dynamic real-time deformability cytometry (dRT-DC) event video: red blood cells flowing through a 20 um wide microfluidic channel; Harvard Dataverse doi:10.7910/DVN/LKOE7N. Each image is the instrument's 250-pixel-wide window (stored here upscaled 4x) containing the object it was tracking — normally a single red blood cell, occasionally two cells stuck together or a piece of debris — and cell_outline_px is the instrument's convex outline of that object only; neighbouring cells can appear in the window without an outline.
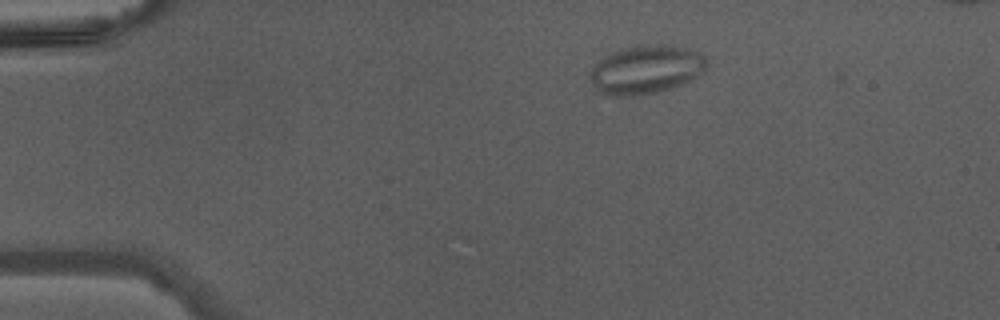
{"species": "Egyptian fruit bat (a non-hibernating species)", "species_latin": "Rousettus aegyptiacus", "temperature_condition": "warm", "stored_images_in_passage": 32, "camera_frame_rate_fps": 3000, "um_per_image_px": 0.085, "animal": {"sex": "male"}, "frame": {"image": 1, "passage_image": 1, "time_ms": 0.0, "image_size_px": [1000, 320], "cell_outline_px": [[708, 64], [704, 72], [700, 76], [672, 88], [640, 96], [612, 96], [600, 92], [596, 88], [588, 76], [588, 72], [604, 56], [612, 52], [624, 48], [648, 44], [664, 44], [700, 52], [704, 56]], "centroid_in_image_um": [54.92, 5.93], "position_along_channel_um": 30.1, "area_um2": 33.18}}
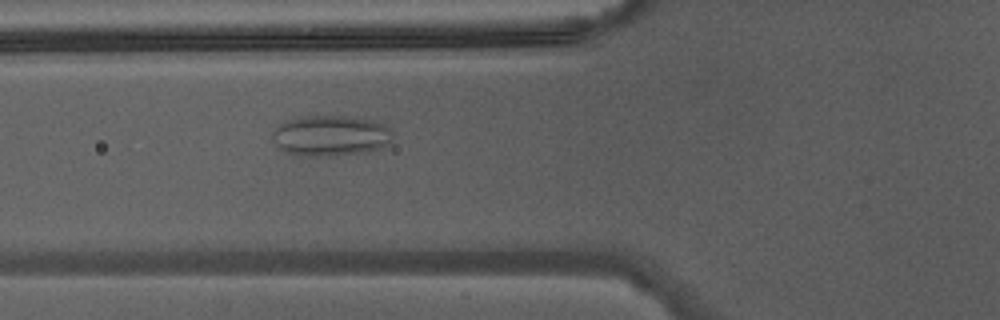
{"frame": {"image": 2, "passage_image": 10, "time_ms": 3.0, "image_size_px": [1000, 320], "cell_outline_px": [[392, 132], [388, 144], [380, 148], [368, 152], [332, 156], [296, 156], [284, 152], [272, 140], [272, 132], [284, 120], [300, 116], [344, 116], [372, 120], [384, 124], [392, 128]], "centroid_in_image_um": [28.07, 11.54], "position_along_channel_um": 97.7, "area_um2": 28.9}}
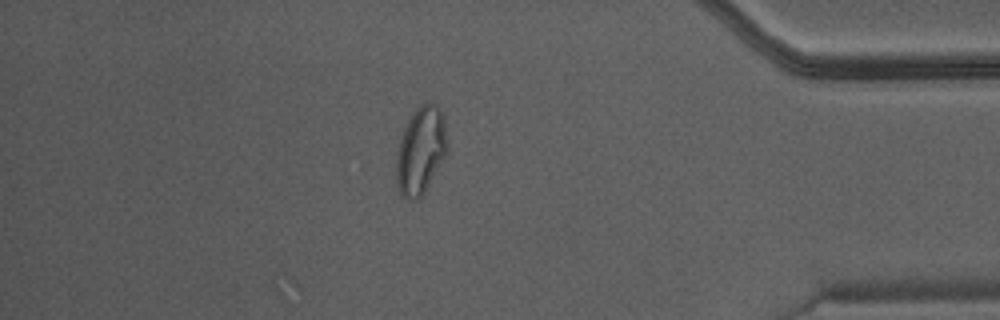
{"frame": {"image": 3, "passage_image": 32, "time_ms": 10.333, "image_size_px": [1000, 320], "cell_outline_px": [[448, 148], [444, 156], [424, 192], [420, 196], [412, 200], [408, 200], [400, 192], [396, 180], [396, 156], [400, 136], [412, 112], [424, 100], [436, 104], [444, 116], [448, 144]], "centroid_in_image_um": [35.75, 12.72], "position_along_channel_um": 399.4, "area_um2": 25.95}}